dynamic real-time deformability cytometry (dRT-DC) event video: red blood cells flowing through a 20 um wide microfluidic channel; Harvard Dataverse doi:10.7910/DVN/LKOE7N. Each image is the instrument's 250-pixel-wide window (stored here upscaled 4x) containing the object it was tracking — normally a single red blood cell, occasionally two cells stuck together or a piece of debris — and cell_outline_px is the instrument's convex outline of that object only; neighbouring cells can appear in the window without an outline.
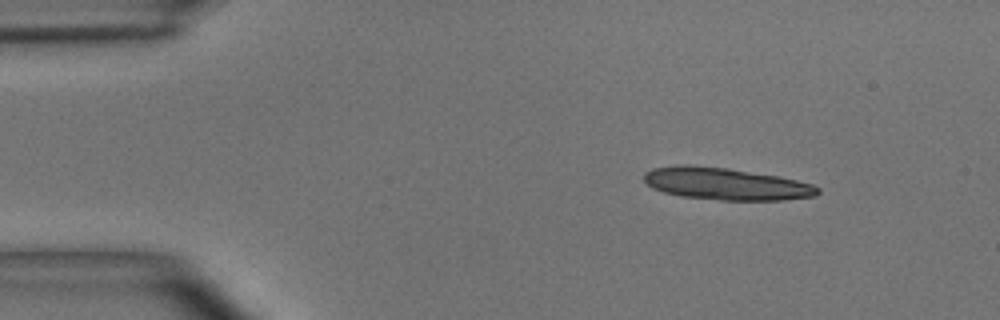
{"species": "common noctule bat (a hibernating species)", "species_latin": "Nyctalus noctula", "temperature_condition": "room temperature", "stored_images_in_passage": 3, "camera_frame_rate_fps": 3000, "um_per_image_px": 0.085, "animal": {"sex": "male", "body_mass_g": 15.6}, "frame": {"image": 1, "passage_image": 1, "time_ms": 0.0, "image_size_px": [1000, 320], "cell_outline_px": [[820, 192], [816, 196], [784, 200], [720, 200], [680, 196], [664, 192], [652, 188], [644, 180], [644, 172], [652, 168], [676, 164], [688, 164], [728, 168], [776, 176], [796, 180], [812, 184], [820, 188]], "centroid_in_image_um": [61.67, 15.62], "position_along_channel_um": 23.3, "area_um2": 32.66}}